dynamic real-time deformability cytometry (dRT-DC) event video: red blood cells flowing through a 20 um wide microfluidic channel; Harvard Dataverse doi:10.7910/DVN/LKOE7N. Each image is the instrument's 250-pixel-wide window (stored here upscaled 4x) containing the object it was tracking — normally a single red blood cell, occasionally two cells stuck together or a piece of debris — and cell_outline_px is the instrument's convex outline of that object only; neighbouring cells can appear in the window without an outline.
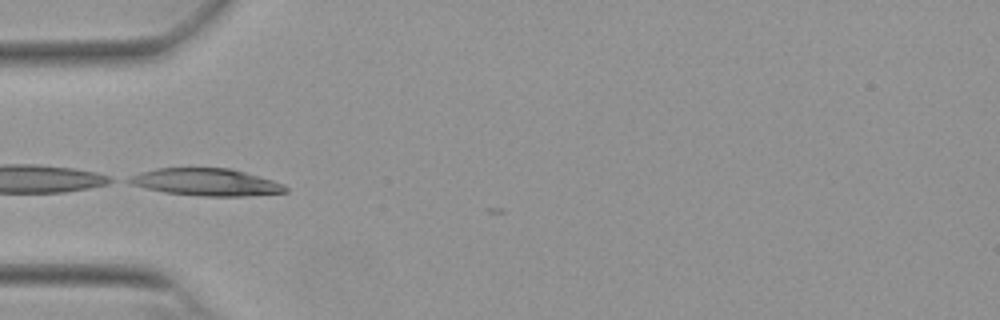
{"species": "Egyptian fruit bat (a non-hibernating species)", "species_latin": "Rousettus aegyptiacus", "temperature_condition": "warm", "stored_images_in_passage": 6, "camera_frame_rate_fps": 3000, "um_per_image_px": 0.085, "animal": {"sex": "female"}, "frame": {"image": 1, "passage_image": 1, "time_ms": 0.0, "image_size_px": [1000, 320], "cell_outline_px": [[288, 192], [244, 196], [200, 196], [164, 192], [132, 184], [124, 180], [140, 172], [156, 168], [232, 168], [272, 180], [284, 184], [288, 188]], "centroid_in_image_um": [17.55, 15.48], "position_along_channel_um": 67.5, "area_um2": 24.74}}